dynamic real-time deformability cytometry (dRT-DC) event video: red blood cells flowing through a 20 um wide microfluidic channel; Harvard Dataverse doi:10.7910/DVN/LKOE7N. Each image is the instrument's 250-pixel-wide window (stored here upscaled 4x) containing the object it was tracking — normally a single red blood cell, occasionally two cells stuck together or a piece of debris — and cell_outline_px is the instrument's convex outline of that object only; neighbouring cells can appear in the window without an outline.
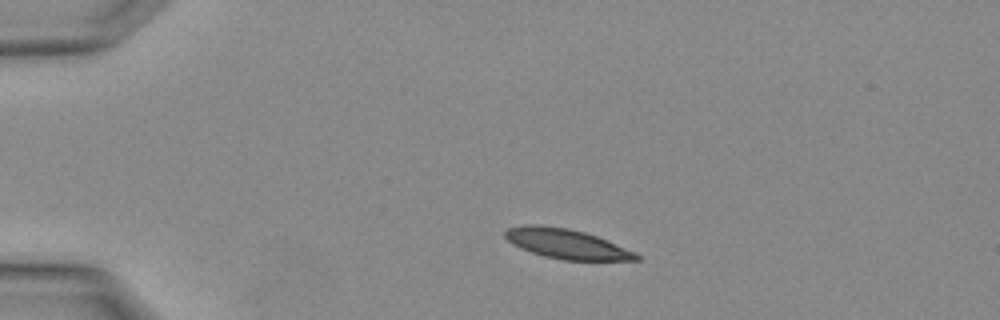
{"species": "Egyptian fruit bat (a non-hibernating species)", "species_latin": "Rousettus aegyptiacus", "temperature_condition": "warm", "stored_images_in_passage": 3, "camera_frame_rate_fps": 3000, "um_per_image_px": 0.085, "animal": {"sex": "female"}, "frame": {"image": 1, "passage_image": 2, "time_ms": 0.333, "image_size_px": [1000, 320], "cell_outline_px": [[640, 260], [564, 260], [544, 256], [520, 248], [512, 244], [504, 236], [504, 232], [508, 228], [524, 224], [540, 224], [568, 228], [584, 232], [596, 236], [636, 252], [640, 256]], "centroid_in_image_um": [48.13, 20.71], "position_along_channel_um": 36.9, "area_um2": 22.72}}
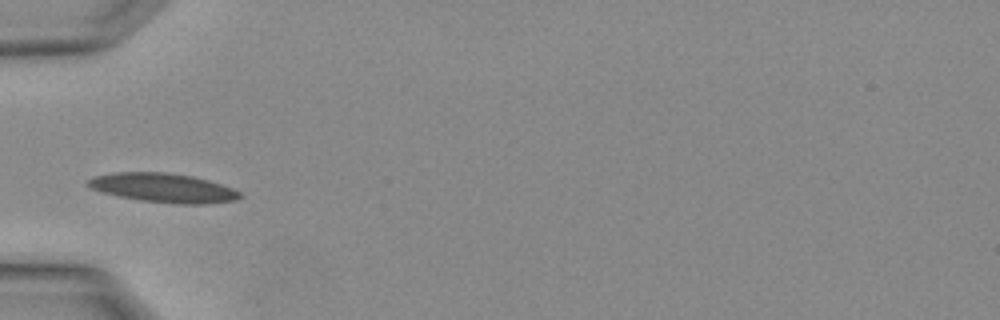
{"frame": {"image": 2, "passage_image": 3, "time_ms": 0.667, "image_size_px": [1000, 320], "cell_outline_px": [[244, 196], [236, 200], [204, 204], [176, 204], [140, 200], [120, 196], [104, 192], [92, 188], [88, 184], [88, 180], [96, 176], [116, 172], [164, 172], [192, 176], [208, 180], [232, 188], [240, 192]], "centroid_in_image_um": [13.94, 15.97], "position_along_channel_um": 71.1, "area_um2": 25.49}}